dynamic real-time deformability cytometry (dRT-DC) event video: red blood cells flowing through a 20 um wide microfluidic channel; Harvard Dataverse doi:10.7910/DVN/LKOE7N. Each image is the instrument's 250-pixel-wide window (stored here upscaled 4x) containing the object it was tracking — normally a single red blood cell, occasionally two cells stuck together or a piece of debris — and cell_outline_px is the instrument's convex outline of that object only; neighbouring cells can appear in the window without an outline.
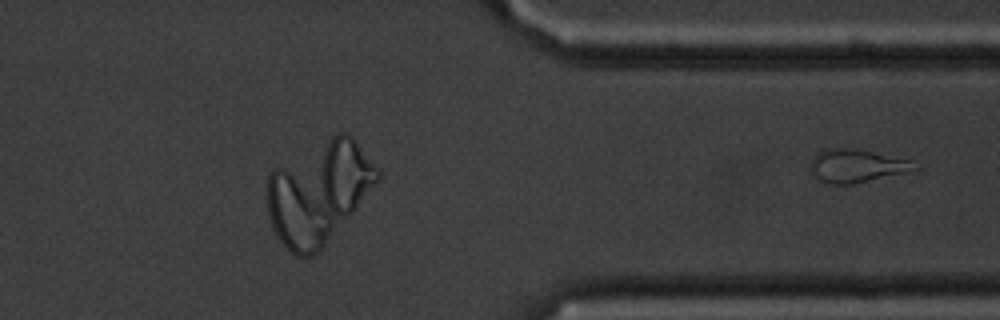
{"species": "common noctule bat (a hibernating species)", "species_latin": "Nyctalus noctula", "temperature_condition": "cold", "stored_images_in_passage": 48, "segment_of_instrument_passage": [2, 2], "camera_frame_rate_fps": 3000, "um_per_image_px": 0.085, "animal": {"sex": "male", "body_mass_g": 20.1, "forearm_length_mm": 53.5}, "frame": {"image": 1, "passage_image": 48, "time_ms": 15.667, "image_size_px": [1000, 320], "cell_outline_px": [[920, 168], [912, 172], [852, 184], [828, 184], [812, 176], [812, 160], [816, 152], [824, 148], [856, 148], [908, 160]], "centroid_in_image_um": [72.81, 14.1], "position_along_channel_um": 338.6, "area_um2": 20.23}}